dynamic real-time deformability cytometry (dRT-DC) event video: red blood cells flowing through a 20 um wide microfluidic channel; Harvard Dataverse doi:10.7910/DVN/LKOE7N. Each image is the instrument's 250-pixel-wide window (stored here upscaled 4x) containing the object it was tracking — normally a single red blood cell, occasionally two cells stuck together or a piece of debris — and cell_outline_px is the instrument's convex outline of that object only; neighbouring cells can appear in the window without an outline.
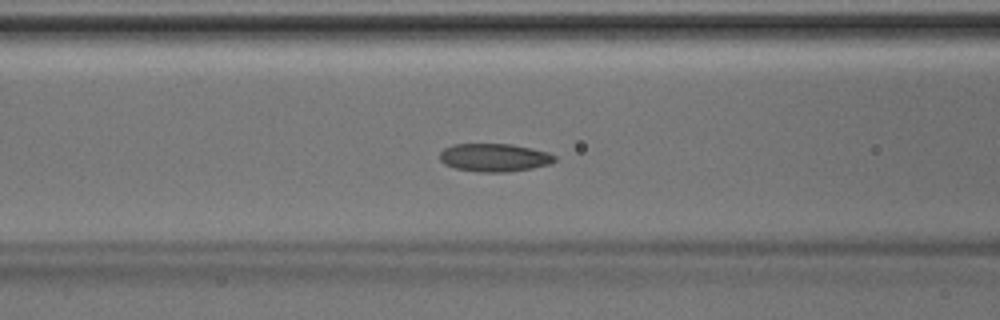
{"species": "Egyptian fruit bat (a non-hibernating species)", "species_latin": "Rousettus aegyptiacus", "temperature_condition": "room temperature", "stored_images_in_passage": 45, "camera_frame_rate_fps": 3000, "um_per_image_px": 0.085, "animal": {"sex": "male"}, "frame": {"image": 1, "passage_image": 18, "time_ms": 5.667, "image_size_px": [1000, 320], "cell_outline_px": [[556, 160], [548, 164], [532, 168], [508, 172], [484, 172], [456, 168], [444, 164], [440, 160], [440, 152], [444, 148], [452, 144], [512, 144], [532, 148], [548, 152], [556, 156]], "centroid_in_image_um": [42.02, 13.38], "position_along_channel_um": 124.6, "area_um2": 18.79}}
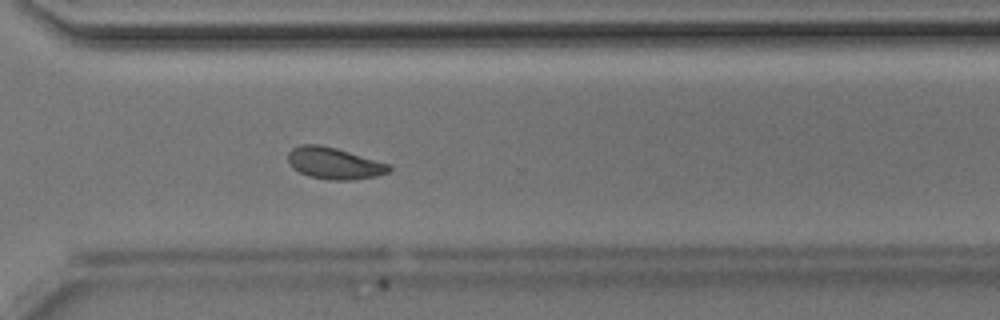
{"frame": {"image": 2, "passage_image": 33, "time_ms": 10.667, "image_size_px": [1000, 320], "cell_outline_px": [[392, 172], [376, 176], [352, 180], [328, 180], [308, 176], [292, 168], [288, 160], [288, 152], [292, 148], [300, 144], [320, 144], [336, 148], [392, 164]], "centroid_in_image_um": [28.44, 13.88], "position_along_channel_um": 342.2, "area_um2": 18.96}}
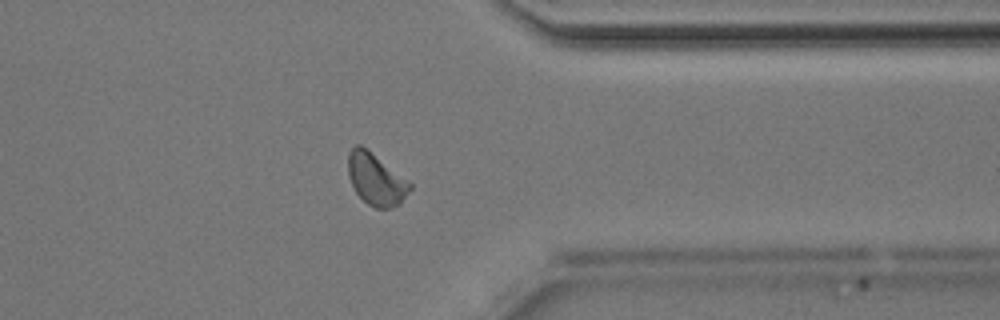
{"frame": {"image": 3, "passage_image": 36, "time_ms": 11.667, "image_size_px": [1000, 320], "cell_outline_px": [[412, 188], [400, 204], [392, 208], [376, 208], [368, 204], [356, 192], [348, 176], [348, 152], [356, 144], [360, 144], [412, 184]], "centroid_in_image_um": [31.94, 15.26], "position_along_channel_um": 379.5, "area_um2": 18.32}}